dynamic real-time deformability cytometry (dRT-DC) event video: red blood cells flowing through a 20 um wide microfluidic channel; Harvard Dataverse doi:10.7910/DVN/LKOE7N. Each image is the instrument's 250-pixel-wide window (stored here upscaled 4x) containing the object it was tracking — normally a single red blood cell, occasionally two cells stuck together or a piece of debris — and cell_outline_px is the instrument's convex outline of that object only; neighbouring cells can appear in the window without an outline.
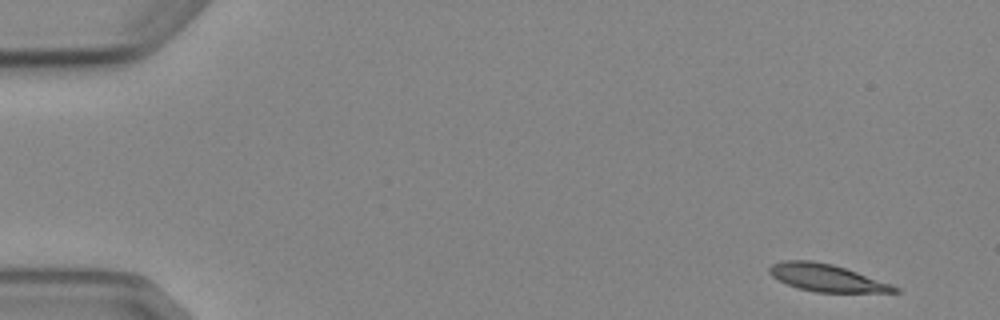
{"species": "Egyptian fruit bat (a non-hibernating species)", "species_latin": "Rousettus aegyptiacus", "temperature_condition": "cold", "stored_images_in_passage": 4, "camera_frame_rate_fps": 3000, "um_per_image_px": 0.085, "animal": {"sex": "female"}, "frame": {"image": 1, "passage_image": 1, "time_ms": 0.0, "image_size_px": [1000, 320], "cell_outline_px": [[900, 292], [816, 292], [800, 288], [788, 284], [772, 276], [768, 272], [768, 268], [772, 264], [784, 260], [812, 260], [832, 264], [892, 284], [900, 288]], "centroid_in_image_um": [70.26, 23.61], "position_along_channel_um": 14.7, "area_um2": 19.65}}